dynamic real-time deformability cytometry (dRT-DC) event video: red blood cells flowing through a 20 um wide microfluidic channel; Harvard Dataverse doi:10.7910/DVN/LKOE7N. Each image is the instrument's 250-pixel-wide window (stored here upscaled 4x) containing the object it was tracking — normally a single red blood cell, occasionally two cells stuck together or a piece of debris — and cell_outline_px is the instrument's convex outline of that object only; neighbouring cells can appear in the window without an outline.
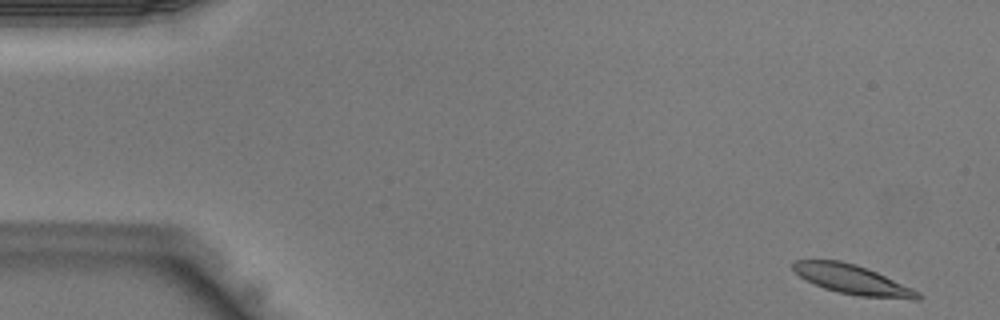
{"species": "Egyptian fruit bat (a non-hibernating species)", "species_latin": "Rousettus aegyptiacus", "temperature_condition": "warm", "stored_images_in_passage": 43, "camera_frame_rate_fps": 3000, "um_per_image_px": 0.085, "animal": {"sex": "male"}, "frame": {"image": 1, "passage_image": 2, "time_ms": 0.333, "image_size_px": [1000, 320], "cell_outline_px": [[920, 300], [912, 300], [860, 296], [836, 292], [824, 288], [804, 280], [792, 268], [792, 264], [796, 260], [840, 260], [856, 264], [868, 268], [912, 288], [920, 292]], "centroid_in_image_um": [72.47, 23.77], "position_along_channel_um": 12.5, "area_um2": 21.5}}
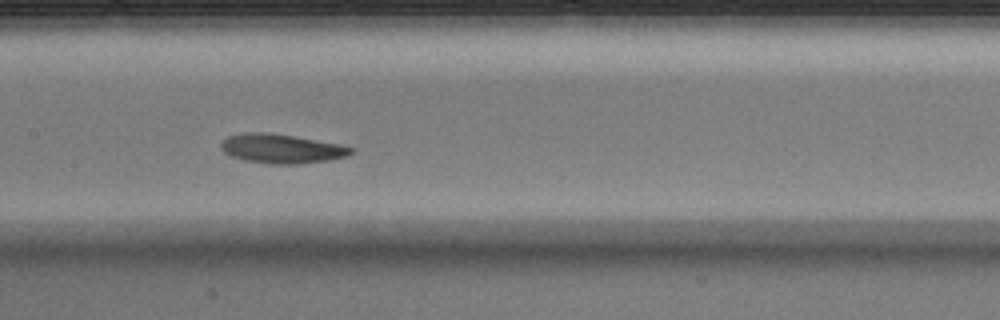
{"frame": {"image": 2, "passage_image": 21, "time_ms": 6.667, "image_size_px": [1000, 320], "cell_outline_px": [[356, 148], [348, 156], [332, 160], [300, 164], [272, 164], [244, 160], [232, 156], [224, 152], [220, 148], [220, 144], [228, 136], [244, 132], [264, 132], [292, 136], [340, 144]], "centroid_in_image_um": [23.96, 12.64], "position_along_channel_um": 183.4, "area_um2": 22.2}}
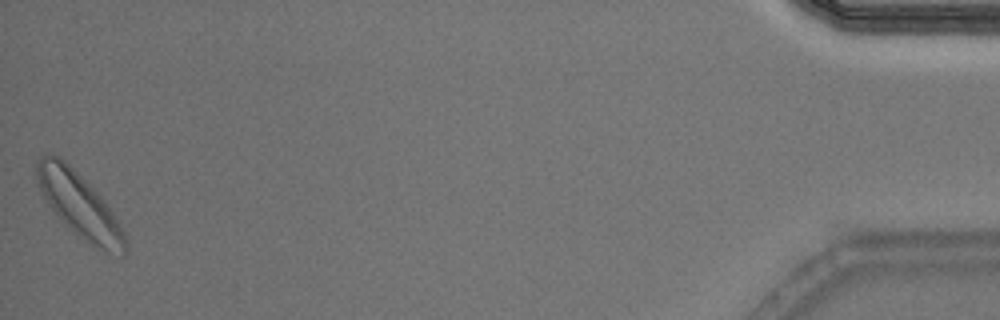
{"frame": {"image": 3, "passage_image": 43, "time_ms": 14.0, "image_size_px": [1000, 320], "cell_outline_px": [[128, 248], [124, 256], [108, 252], [84, 240], [64, 224], [52, 208], [36, 184], [36, 164], [40, 156], [48, 152], [64, 160], [104, 200], [112, 212], [124, 232], [128, 244]], "centroid_in_image_um": [6.74, 17.43], "position_along_channel_um": 428.5, "area_um2": 32.6}}